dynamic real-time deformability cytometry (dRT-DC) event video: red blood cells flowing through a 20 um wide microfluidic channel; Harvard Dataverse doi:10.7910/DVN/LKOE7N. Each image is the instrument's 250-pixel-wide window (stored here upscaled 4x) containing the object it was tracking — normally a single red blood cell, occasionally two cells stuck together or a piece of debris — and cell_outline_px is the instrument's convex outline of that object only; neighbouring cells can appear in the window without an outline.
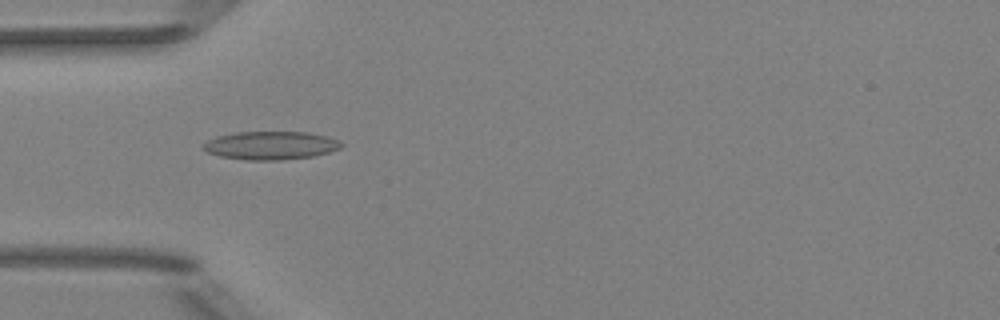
{"species": "Egyptian fruit bat (a non-hibernating species)", "species_latin": "Rousettus aegyptiacus", "temperature_condition": "room temperature", "stored_images_in_passage": 4, "camera_frame_rate_fps": 3000, "um_per_image_px": 0.085, "animal": {"sex": "female"}, "frame": {"image": 1, "passage_image": 4, "time_ms": 3.333, "image_size_px": [1000, 320], "cell_outline_px": [[344, 144], [340, 148], [328, 152], [312, 156], [280, 160], [248, 160], [220, 156], [208, 152], [204, 148], [204, 144], [208, 140], [216, 136], [236, 132], [308, 132], [324, 136], [336, 140]], "centroid_in_image_um": [23.0, 12.36], "position_along_channel_um": 62.0, "area_um2": 22.43}}